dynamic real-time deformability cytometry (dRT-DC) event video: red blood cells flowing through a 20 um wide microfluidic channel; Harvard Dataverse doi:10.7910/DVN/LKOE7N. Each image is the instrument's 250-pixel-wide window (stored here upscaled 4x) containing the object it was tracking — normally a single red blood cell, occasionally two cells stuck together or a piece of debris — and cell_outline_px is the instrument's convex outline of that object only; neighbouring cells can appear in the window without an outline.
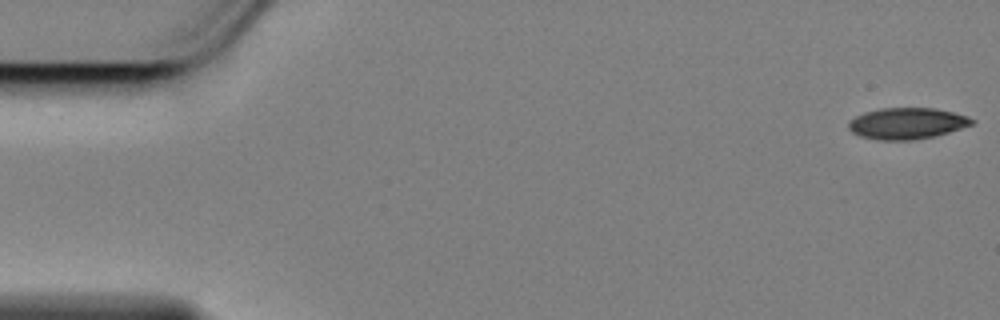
{"species": "Egyptian fruit bat (a non-hibernating species)", "species_latin": "Rousettus aegyptiacus", "temperature_condition": "cold", "stored_images_in_passage": 6, "camera_frame_rate_fps": 3000, "um_per_image_px": 0.085, "animal": {"sex": "female"}, "frame": {"image": 1, "passage_image": 1, "time_ms": 0.0, "image_size_px": [1000, 320], "cell_outline_px": [[976, 120], [972, 124], [948, 132], [932, 136], [912, 140], [880, 140], [860, 136], [852, 132], [848, 128], [848, 120], [864, 112], [884, 108], [936, 108], [968, 116]], "centroid_in_image_um": [77.06, 10.48], "position_along_channel_um": 7.9, "area_um2": 22.37}}